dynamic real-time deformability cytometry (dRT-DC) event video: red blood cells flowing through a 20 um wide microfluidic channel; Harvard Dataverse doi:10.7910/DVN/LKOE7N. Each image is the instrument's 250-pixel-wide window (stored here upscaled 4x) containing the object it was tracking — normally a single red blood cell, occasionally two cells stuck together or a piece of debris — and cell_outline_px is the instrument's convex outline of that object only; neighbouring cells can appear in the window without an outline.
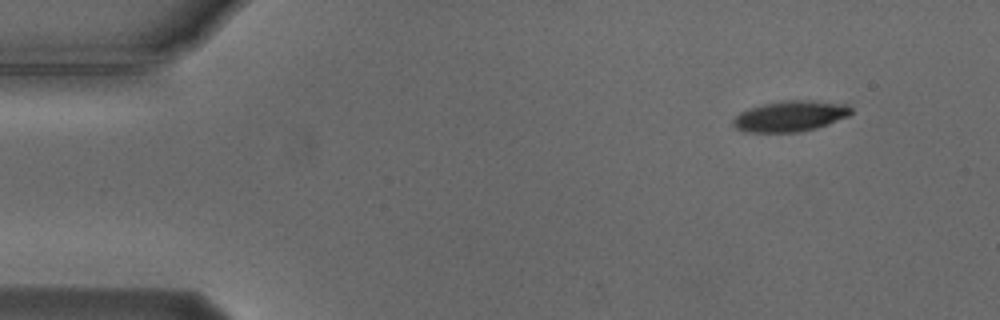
{"species": "Egyptian fruit bat (a non-hibernating species)", "species_latin": "Rousettus aegyptiacus", "temperature_condition": "cold", "stored_images_in_passage": 50, "camera_frame_rate_fps": 3000, "um_per_image_px": 0.085, "animal": {"sex": "male"}, "frame": {"image": 1, "passage_image": 1, "time_ms": 0.0, "image_size_px": [1000, 320], "cell_outline_px": [[852, 112], [848, 116], [828, 124], [816, 128], [800, 132], [744, 132], [736, 128], [732, 124], [732, 120], [740, 112], [748, 108], [780, 100], [812, 100], [848, 104], [852, 108]], "centroid_in_image_um": [67.17, 9.86], "position_along_channel_um": 17.8, "area_um2": 21.33}}
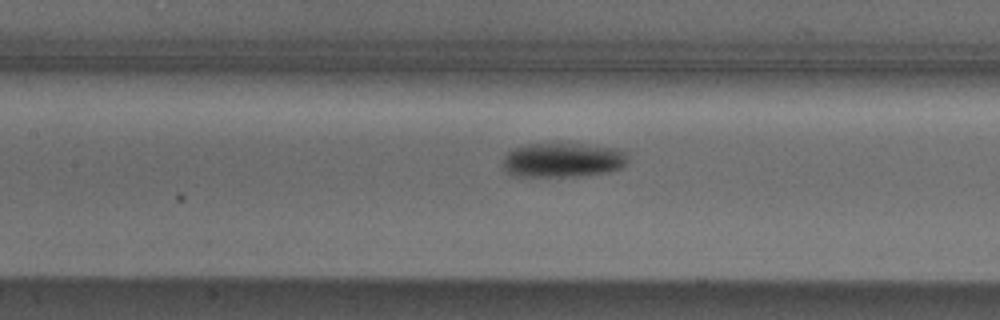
{"frame": {"image": 2, "passage_image": 20, "time_ms": 6.333, "image_size_px": [1000, 320], "cell_outline_px": [[628, 160], [620, 168], [608, 172], [580, 176], [512, 176], [504, 172], [500, 164], [500, 160], [512, 148], [528, 144], [580, 144], [616, 148], [628, 152]], "centroid_in_image_um": [47.77, 13.61], "position_along_channel_um": 159.6, "area_um2": 25.49}}
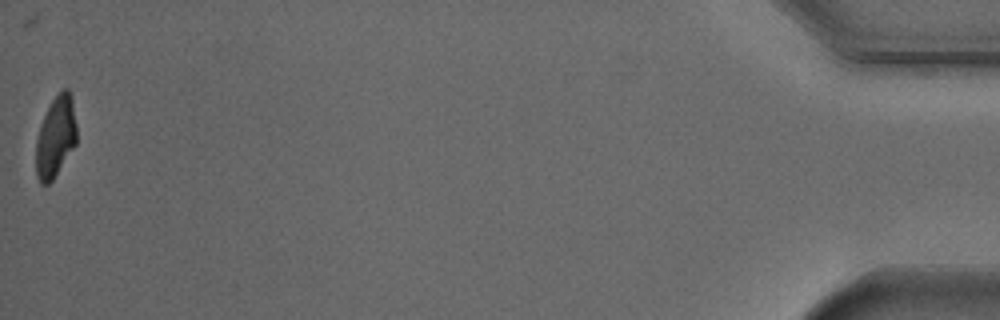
{"frame": {"image": 3, "passage_image": 50, "time_ms": 16.333, "image_size_px": [1000, 320], "cell_outline_px": [[76, 144], [52, 180], [48, 184], [40, 184], [36, 176], [36, 140], [40, 124], [52, 100], [64, 88], [68, 88], [72, 96], [76, 124]], "centroid_in_image_um": [4.72, 11.63], "position_along_channel_um": 430.5, "area_um2": 19.13}, "authors_computed_cell_mechanics": {"area_um2": 22.4264, "velocity_mm_per_s": 3.7342, "shape_relaxation_time_tau1_ms": 2.4762, "shape_relaxation_time_tau2_ms": null, "deformation_change_tau1": 0.1389, "deformation_change_tau2": null}}